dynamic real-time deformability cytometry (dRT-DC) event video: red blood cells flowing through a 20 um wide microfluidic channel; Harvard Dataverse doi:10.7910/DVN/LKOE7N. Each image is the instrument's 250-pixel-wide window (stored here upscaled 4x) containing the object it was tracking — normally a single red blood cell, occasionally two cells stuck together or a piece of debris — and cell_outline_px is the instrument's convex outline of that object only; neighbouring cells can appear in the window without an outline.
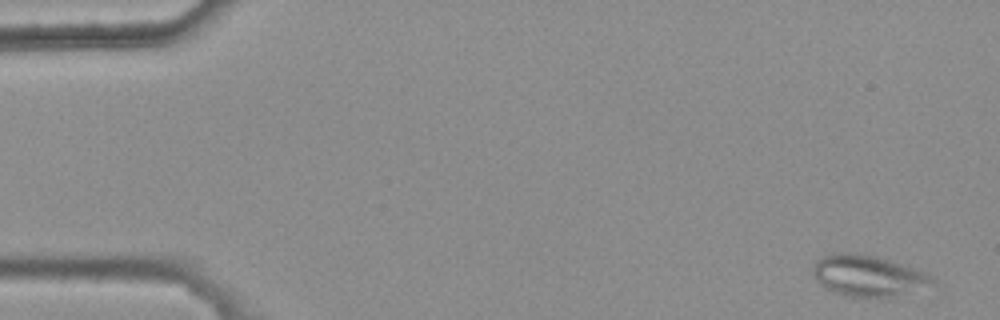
{"species": "common noctule bat (a hibernating species)", "species_latin": "Nyctalus noctula", "temperature_condition": "warm", "stored_images_in_passage": 9, "camera_frame_rate_fps": 3000, "um_per_image_px": 0.085, "animal": {"sex": "female", "body_mass_g": 25.1}, "frame": {"image": 1, "passage_image": 1, "time_ms": 0.0, "image_size_px": [1000, 320], "cell_outline_px": [[940, 284], [888, 300], [844, 296], [832, 292], [824, 288], [812, 276], [812, 268], [816, 260], [820, 256], [832, 252], [856, 252], [888, 260], [924, 272], [932, 276]], "centroid_in_image_um": [73.8, 23.49], "position_along_channel_um": 11.2, "area_um2": 29.94}}
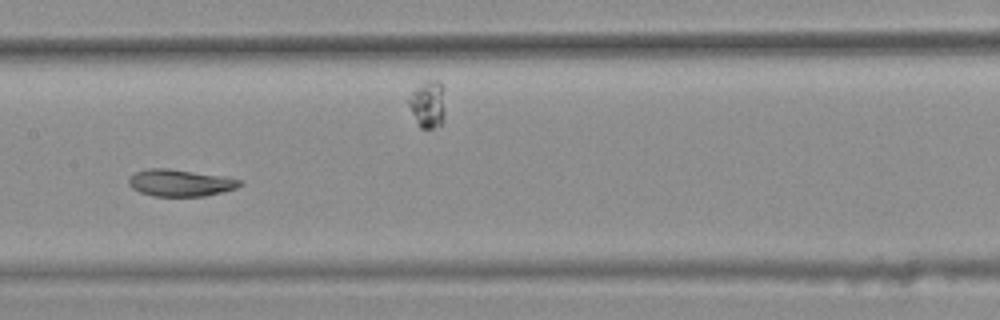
{"frame": {"image": 2, "passage_image": 7, "time_ms": 2.0, "image_size_px": [1000, 320], "cell_outline_px": [[244, 184], [236, 188], [204, 196], [152, 196], [140, 192], [132, 188], [128, 184], [128, 176], [132, 172], [148, 168], [168, 168], [224, 176], [244, 180]], "centroid_in_image_um": [15.29, 15.53], "position_along_channel_um": 192.1, "area_um2": 17.69}}
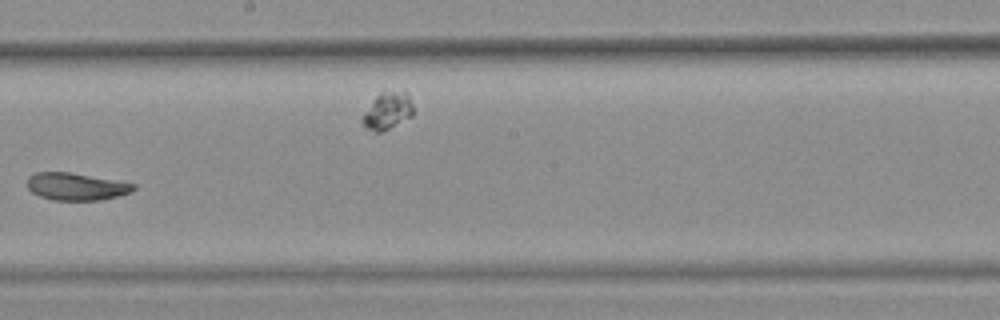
{"frame": {"image": 3, "passage_image": 8, "time_ms": 2.333, "image_size_px": [1000, 320], "cell_outline_px": [[136, 188], [128, 192], [116, 196], [100, 200], [52, 200], [40, 196], [32, 192], [28, 188], [28, 176], [36, 172], [72, 172], [136, 184]], "centroid_in_image_um": [6.45, 15.84], "position_along_channel_um": 241.8, "area_um2": 16.82}}